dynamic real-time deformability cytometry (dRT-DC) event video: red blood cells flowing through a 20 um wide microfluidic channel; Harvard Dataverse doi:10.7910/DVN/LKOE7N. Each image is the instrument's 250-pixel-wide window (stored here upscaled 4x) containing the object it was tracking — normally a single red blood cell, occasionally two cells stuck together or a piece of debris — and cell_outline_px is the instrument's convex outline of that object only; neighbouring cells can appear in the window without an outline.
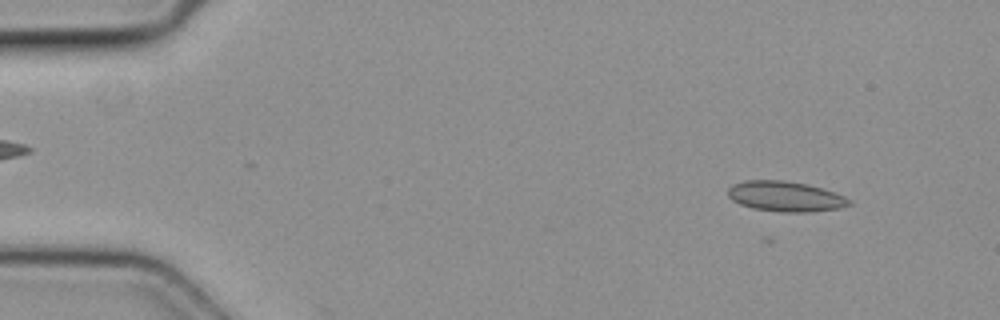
{"species": "common noctule bat (a hibernating species)", "species_latin": "Nyctalus noctula", "temperature_condition": "cold", "stored_images_in_passage": 8, "camera_frame_rate_fps": 3000, "um_per_image_px": 0.085, "animal": {"sex": "female", "body_mass_g": 19.3, "forearm_length_mm": 54.1}, "frame": {"image": 1, "passage_image": 6, "time_ms": 1.667, "image_size_px": [1000, 320], "cell_outline_px": [[852, 204], [840, 208], [808, 212], [784, 212], [752, 208], [740, 204], [732, 200], [728, 196], [728, 188], [732, 184], [744, 180], [784, 180], [808, 184], [844, 196], [852, 200]], "centroid_in_image_um": [66.74, 16.69], "position_along_channel_um": 18.3, "area_um2": 21.39}}